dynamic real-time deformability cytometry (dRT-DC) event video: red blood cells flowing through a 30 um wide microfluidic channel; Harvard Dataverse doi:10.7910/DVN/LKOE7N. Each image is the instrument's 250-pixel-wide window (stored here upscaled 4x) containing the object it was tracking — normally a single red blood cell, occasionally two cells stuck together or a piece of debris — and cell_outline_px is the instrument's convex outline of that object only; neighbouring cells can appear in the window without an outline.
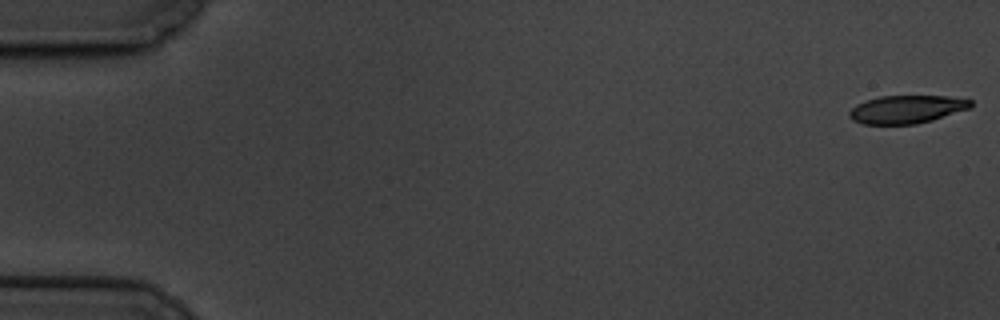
{"species": "common noctule bat (a hibernating species)", "species_latin": "Nyctalus noctula", "temperature_condition": "cold", "stored_images_in_passage": 60, "camera_frame_rate_fps": 3000, "um_per_image_px": 0.085, "animal": {"sex": "male", "body_mass_g": 19.5, "forearm_length_mm": 54.6}, "frame": {"image": 1, "passage_image": 1, "time_ms": 0.0, "image_size_px": [1000, 320], "cell_outline_px": [[972, 108], [932, 120], [916, 124], [864, 124], [852, 120], [848, 116], [848, 112], [856, 104], [880, 96], [948, 96], [972, 100]], "centroid_in_image_um": [77.08, 9.29], "position_along_channel_um": 7.9, "area_um2": 19.88}}
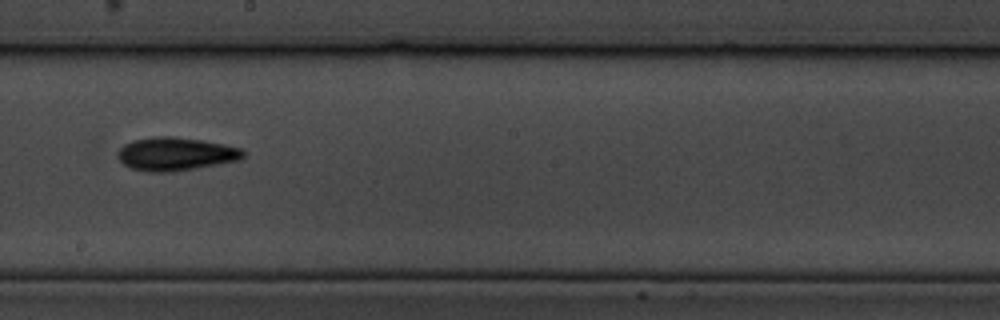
{"frame": {"image": 2, "passage_image": 34, "time_ms": 11.0, "image_size_px": [1000, 320], "cell_outline_px": [[244, 156], [240, 160], [172, 172], [152, 172], [132, 168], [124, 164], [116, 156], [116, 152], [124, 144], [132, 140], [156, 136], [172, 136], [204, 140], [224, 144], [240, 148], [244, 152]], "centroid_in_image_um": [14.91, 13.07], "position_along_channel_um": 233.3, "area_um2": 24.33}}
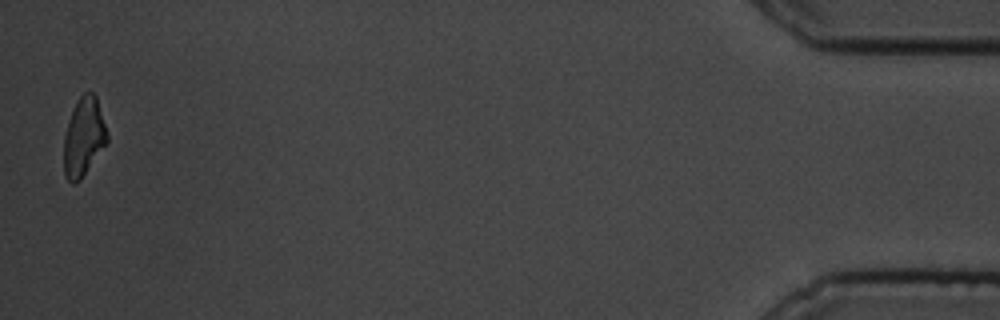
{"frame": {"image": 3, "passage_image": 59, "time_ms": 19.333, "image_size_px": [1000, 320], "cell_outline_px": [[108, 144], [80, 180], [72, 184], [64, 176], [64, 136], [76, 100], [84, 92], [92, 92], [96, 96], [108, 136]], "centroid_in_image_um": [7.12, 11.68], "position_along_channel_um": 428.1, "area_um2": 19.83}, "authors_computed_cell_mechanics": {"area_um2": 21.4727, "velocity_mm_per_s": 3.3802, "shape_relaxation_time_tau1_ms": 2.9728, "shape_relaxation_time_tau2_ms": 10.6991, "deformation_change_tau1": 0.1408, "deformation_change_tau2": 0.2148}}